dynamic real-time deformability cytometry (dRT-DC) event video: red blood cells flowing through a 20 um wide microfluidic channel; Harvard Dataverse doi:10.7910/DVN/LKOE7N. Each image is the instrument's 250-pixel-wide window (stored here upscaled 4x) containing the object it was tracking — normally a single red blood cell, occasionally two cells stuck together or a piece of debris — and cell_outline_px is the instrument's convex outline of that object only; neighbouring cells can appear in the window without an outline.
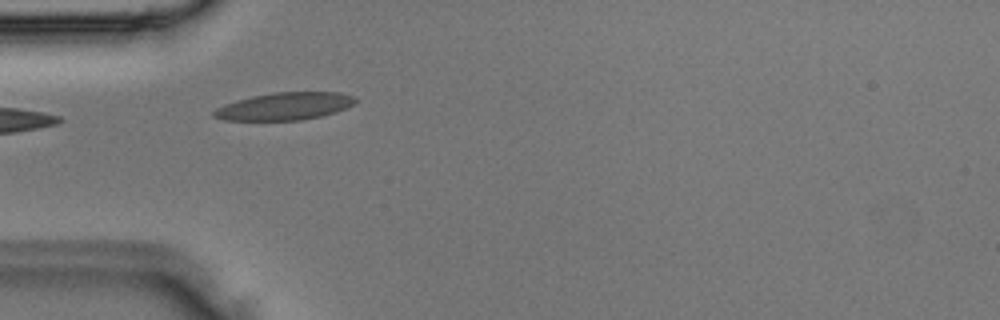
{"species": "Egyptian fruit bat (a non-hibernating species)", "species_latin": "Rousettus aegyptiacus", "temperature_condition": "room temperature", "stored_images_in_passage": 3, "camera_frame_rate_fps": 3000, "um_per_image_px": 0.085, "animal": {"sex": "male"}, "frame": {"image": 1, "passage_image": 2, "time_ms": 0.333, "image_size_px": [1000, 320], "cell_outline_px": [[356, 100], [352, 104], [336, 112], [320, 116], [300, 120], [224, 120], [212, 116], [212, 112], [216, 108], [224, 104], [236, 100], [252, 96], [276, 92], [340, 92], [352, 96]], "centroid_in_image_um": [24.14, 9.03], "position_along_channel_um": 60.9, "area_um2": 22.48}}